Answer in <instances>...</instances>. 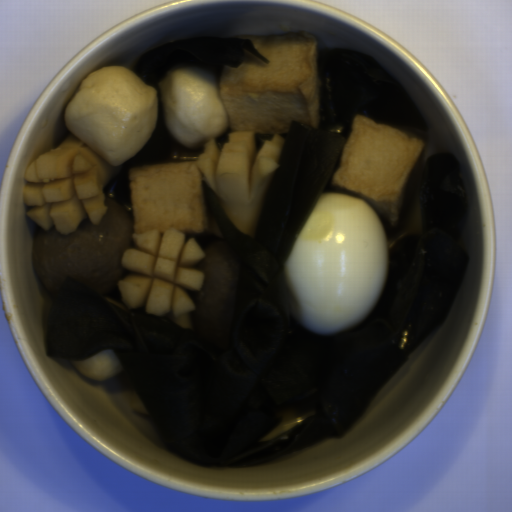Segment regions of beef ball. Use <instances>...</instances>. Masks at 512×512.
Returning a JSON list of instances; mask_svg holds the SVG:
<instances>
[{
  "mask_svg": "<svg viewBox=\"0 0 512 512\" xmlns=\"http://www.w3.org/2000/svg\"><path fill=\"white\" fill-rule=\"evenodd\" d=\"M203 252L204 258L194 265L203 272L200 290H192L195 307L190 312L192 330L197 336L223 351L230 346L240 260L237 253L224 242L214 244Z\"/></svg>",
  "mask_w": 512,
  "mask_h": 512,
  "instance_id": "beef-ball-2",
  "label": "beef ball"
},
{
  "mask_svg": "<svg viewBox=\"0 0 512 512\" xmlns=\"http://www.w3.org/2000/svg\"><path fill=\"white\" fill-rule=\"evenodd\" d=\"M104 204L108 209L99 223L86 218L72 233H62L56 226L34 229L32 263L49 291L60 290L73 278L91 292L109 293L129 274L123 259L135 247L134 216L107 196Z\"/></svg>",
  "mask_w": 512,
  "mask_h": 512,
  "instance_id": "beef-ball-1",
  "label": "beef ball"
}]
</instances>
